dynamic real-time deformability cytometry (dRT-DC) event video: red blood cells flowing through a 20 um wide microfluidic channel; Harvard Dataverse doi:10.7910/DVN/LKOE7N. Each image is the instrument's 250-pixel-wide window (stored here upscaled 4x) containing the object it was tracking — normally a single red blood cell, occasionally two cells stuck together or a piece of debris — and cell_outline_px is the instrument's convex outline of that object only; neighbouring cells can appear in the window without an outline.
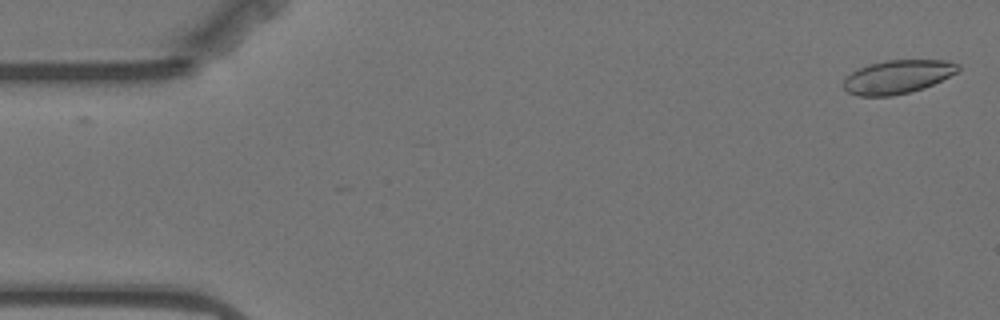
{"species": "Egyptian fruit bat (a non-hibernating species)", "species_latin": "Rousettus aegyptiacus", "temperature_condition": "warm", "stored_images_in_passage": 57, "camera_frame_rate_fps": 3000, "um_per_image_px": 0.085, "animal": {"sex": "female"}, "frame": {"image": 1, "passage_image": 1, "time_ms": 0.0, "image_size_px": [1000, 320], "cell_outline_px": [[960, 68], [956, 72], [924, 88], [912, 92], [892, 96], [860, 96], [848, 92], [844, 88], [844, 76], [856, 68], [868, 64], [888, 60], [944, 60], [960, 64]], "centroid_in_image_um": [76.25, 6.53], "position_along_channel_um": 8.8, "area_um2": 22.48}}
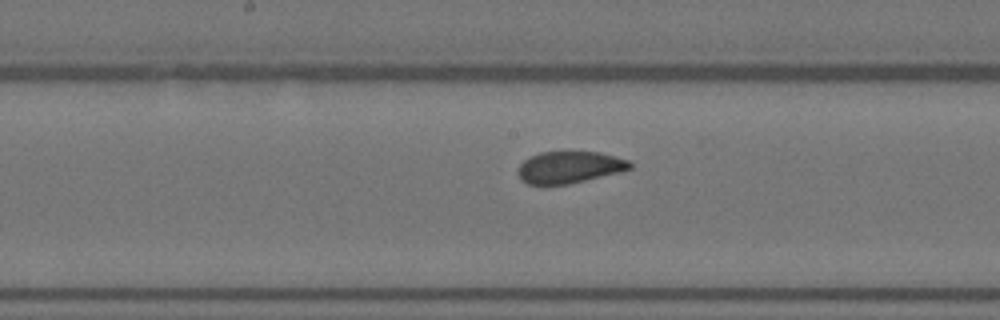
{"frame": {"image": 2, "passage_image": 28, "time_ms": 9.0, "image_size_px": [1000, 320], "cell_outline_px": [[632, 168], [620, 172], [568, 184], [528, 184], [520, 180], [516, 172], [520, 164], [528, 156], [540, 152], [600, 152], [628, 160], [632, 164]], "centroid_in_image_um": [48.36, 14.21], "position_along_channel_um": 199.8, "area_um2": 20.81}}
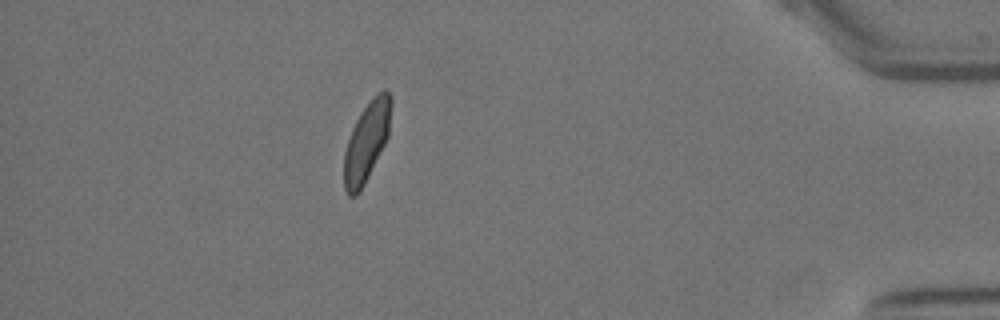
{"frame": {"image": 3, "passage_image": 50, "time_ms": 16.333, "image_size_px": [1000, 320], "cell_outline_px": [[392, 104], [388, 136], [360, 192], [356, 196], [348, 196], [344, 188], [344, 152], [352, 128], [360, 112], [372, 96], [384, 88], [392, 96]], "centroid_in_image_um": [31.16, 12.0], "position_along_channel_um": 404.0, "area_um2": 21.79}, "authors_computed_cell_mechanics": {"area_um2": 22.1952, "velocity_mm_per_s": 3.5016, "shape_relaxation_time_tau1_ms": 9.0227, "shape_relaxation_time_tau2_ms": 0.7455, "deformation_change_tau1": 0.1933, "deformation_change_tau2": 0.0575}}